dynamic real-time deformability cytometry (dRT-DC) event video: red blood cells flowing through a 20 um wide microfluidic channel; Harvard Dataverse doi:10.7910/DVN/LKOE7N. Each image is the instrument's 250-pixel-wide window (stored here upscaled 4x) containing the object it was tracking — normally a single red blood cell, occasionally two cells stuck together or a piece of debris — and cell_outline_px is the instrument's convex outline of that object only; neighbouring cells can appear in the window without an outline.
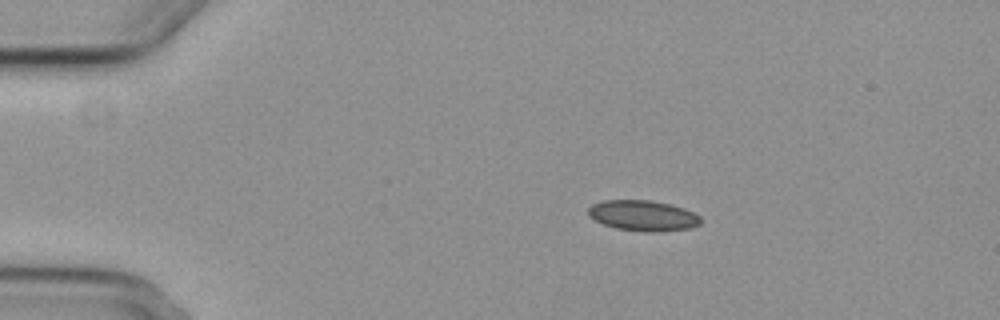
{"species": "common noctule bat (a hibernating species)", "species_latin": "Nyctalus noctula", "temperature_condition": "cold", "stored_images_in_passage": 3, "camera_frame_rate_fps": 3000, "um_per_image_px": 0.085, "animal": {"sex": "female", "body_mass_g": 29.2, "forearm_length_mm": 56.3}, "frame": {"image": 1, "passage_image": 2, "time_ms": 1.667, "image_size_px": [1000, 320], "cell_outline_px": [[700, 224], [692, 228], [660, 232], [644, 232], [616, 228], [604, 224], [588, 216], [588, 208], [592, 204], [604, 200], [648, 200], [668, 204], [684, 208], [700, 216]], "centroid_in_image_um": [54.66, 18.33], "position_along_channel_um": 30.3, "area_um2": 20.06}}